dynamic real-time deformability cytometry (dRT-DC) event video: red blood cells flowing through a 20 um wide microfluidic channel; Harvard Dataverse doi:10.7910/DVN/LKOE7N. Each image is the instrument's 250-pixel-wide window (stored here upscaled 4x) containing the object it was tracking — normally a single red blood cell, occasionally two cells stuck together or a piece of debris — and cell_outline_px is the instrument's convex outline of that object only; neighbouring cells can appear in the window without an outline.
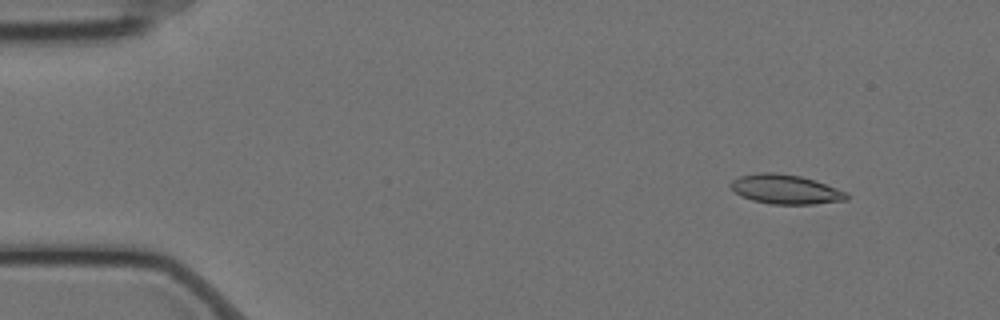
{"species": "Egyptian fruit bat (a non-hibernating species)", "species_latin": "Rousettus aegyptiacus", "temperature_condition": "cold", "stored_images_in_passage": 54, "segment_of_instrument_passage": [1, 2], "camera_frame_rate_fps": 3000, "um_per_image_px": 0.085, "animal": {"sex": "female"}, "frame": {"image": 1, "passage_image": 1, "time_ms": 0.0, "image_size_px": [1000, 320], "cell_outline_px": [[848, 200], [812, 204], [768, 204], [752, 200], [740, 196], [728, 184], [732, 180], [740, 176], [760, 172], [776, 172], [800, 176], [816, 180], [848, 192]], "centroid_in_image_um": [66.78, 16.09], "position_along_channel_um": 18.2, "area_um2": 20.06}}
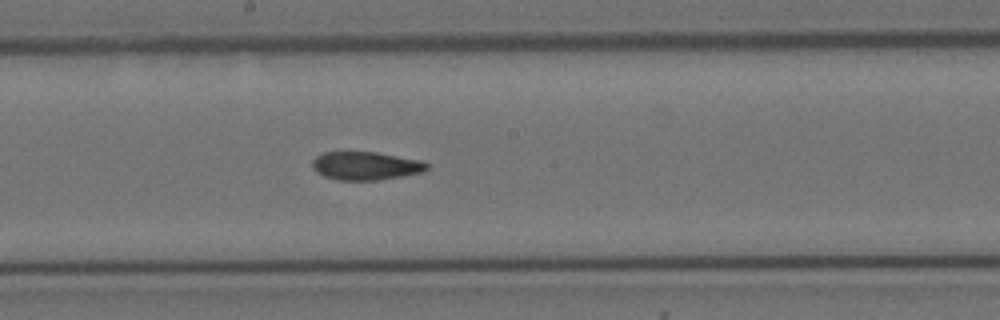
{"frame": {"image": 2, "passage_image": 26, "time_ms": 8.333, "image_size_px": [1000, 320], "cell_outline_px": [[432, 164], [424, 172], [380, 180], [336, 180], [324, 176], [316, 172], [312, 168], [312, 160], [316, 156], [324, 152], [376, 152], [424, 160]], "centroid_in_image_um": [31.13, 14.09], "position_along_channel_um": 217.1, "area_um2": 19.25}}
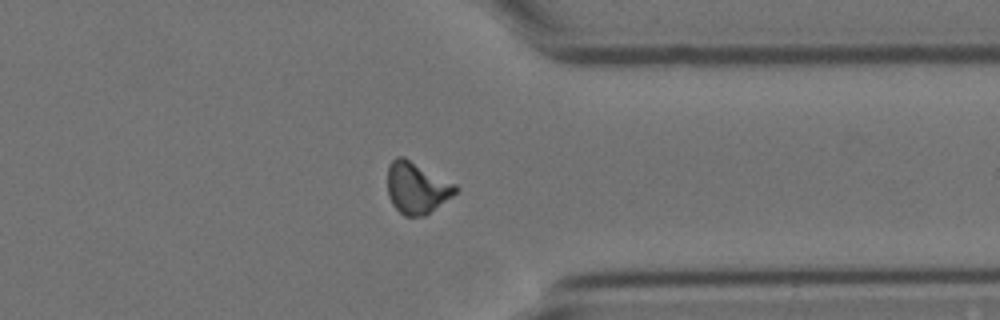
{"frame": {"image": 3, "passage_image": 40, "time_ms": 13.0, "image_size_px": [1000, 320], "cell_outline_px": [[460, 188], [452, 196], [424, 216], [404, 216], [392, 204], [388, 196], [388, 164], [396, 156], [404, 156], [456, 184]], "centroid_in_image_um": [35.41, 15.94], "position_along_channel_um": 376.0, "area_um2": 20.46}}